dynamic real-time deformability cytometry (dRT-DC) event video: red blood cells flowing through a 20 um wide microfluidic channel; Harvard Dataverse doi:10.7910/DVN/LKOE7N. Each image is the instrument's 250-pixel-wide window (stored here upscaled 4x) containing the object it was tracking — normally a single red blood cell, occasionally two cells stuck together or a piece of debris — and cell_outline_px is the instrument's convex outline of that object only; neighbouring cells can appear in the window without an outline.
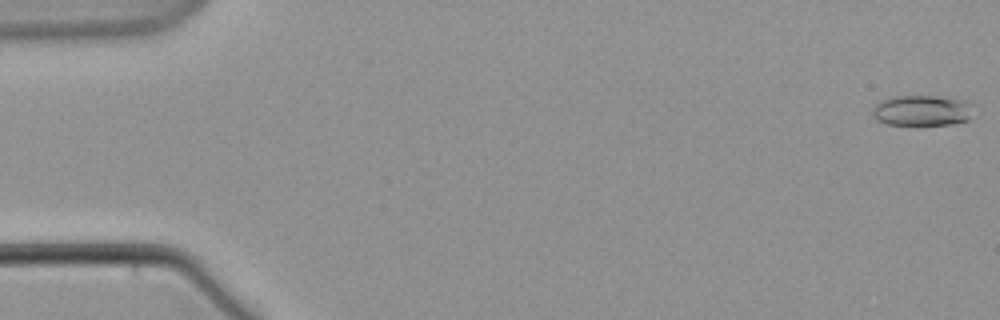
{"species": "common noctule bat (a hibernating species)", "species_latin": "Nyctalus noctula", "temperature_condition": "warm", "stored_images_in_passage": 56, "camera_frame_rate_fps": 3000, "um_per_image_px": 0.085, "animal": {"sex": "male", "body_mass_g": 21.5, "forearm_length_mm": 52.0}, "frame": {"image": 1, "passage_image": 1, "time_ms": 0.0, "image_size_px": [1000, 320], "cell_outline_px": [[972, 104], [968, 120], [952, 124], [888, 124], [876, 120], [872, 116], [872, 108], [880, 100], [896, 96], [936, 96], [964, 100]], "centroid_in_image_um": [78.32, 9.38], "position_along_channel_um": 6.7, "area_um2": 17.86}}
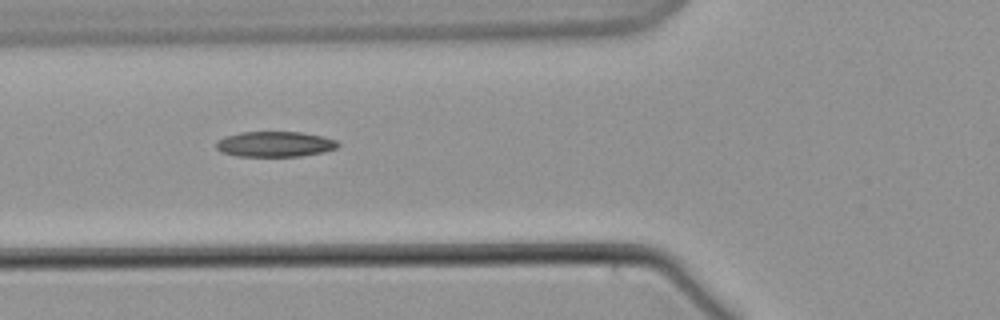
{"frame": {"image": 2, "passage_image": 23, "time_ms": 7.333, "image_size_px": [1000, 320], "cell_outline_px": [[340, 144], [336, 148], [324, 152], [300, 156], [236, 156], [220, 152], [216, 148], [216, 144], [224, 136], [240, 132], [304, 132], [324, 136], [336, 140]], "centroid_in_image_um": [23.38, 12.25], "position_along_channel_um": 102.4, "area_um2": 18.15}}
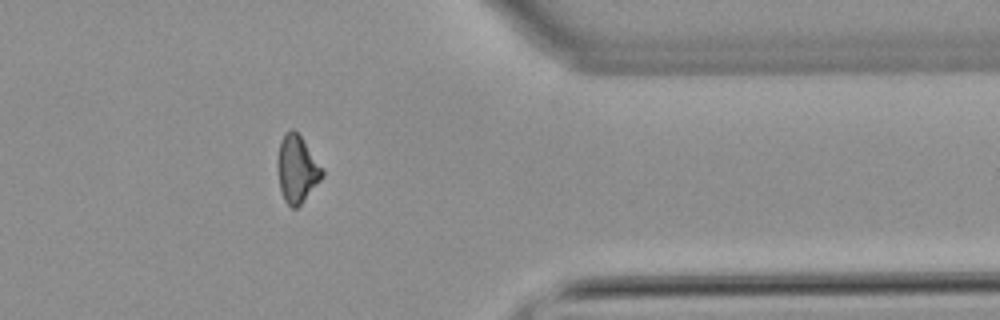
{"frame": {"image": 3, "passage_image": 49, "time_ms": 16.0, "image_size_px": [1000, 320], "cell_outline_px": [[324, 176], [300, 204], [296, 208], [292, 208], [284, 200], [280, 188], [280, 140], [284, 132], [292, 128], [300, 136], [324, 168]], "centroid_in_image_um": [25.3, 14.36], "position_along_channel_um": 386.1, "area_um2": 16.88}}